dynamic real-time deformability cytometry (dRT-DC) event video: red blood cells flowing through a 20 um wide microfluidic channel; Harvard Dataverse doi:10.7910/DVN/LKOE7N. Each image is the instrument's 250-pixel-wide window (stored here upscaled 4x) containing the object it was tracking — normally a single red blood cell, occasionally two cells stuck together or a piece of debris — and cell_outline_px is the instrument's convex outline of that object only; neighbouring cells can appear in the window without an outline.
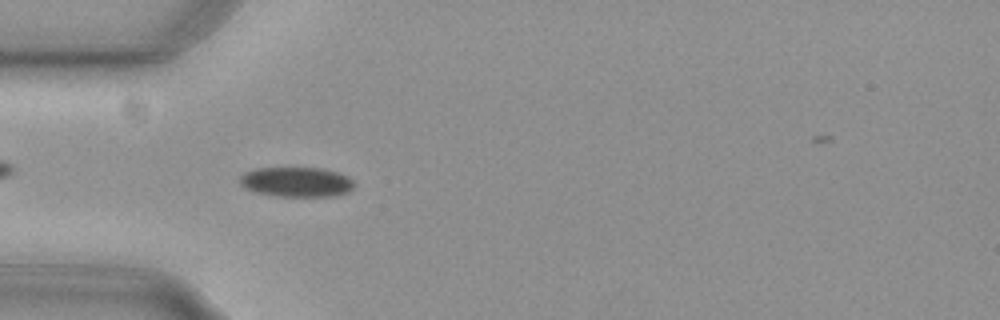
{"species": "common noctule bat (a hibernating species)", "species_latin": "Nyctalus noctula", "temperature_condition": "cold", "stored_images_in_passage": 42, "camera_frame_rate_fps": 3000, "um_per_image_px": 0.085, "animal": {"sex": "female", "body_mass_g": 29.2, "forearm_length_mm": 56.3}, "frame": {"image": 1, "passage_image": 4, "time_ms": 1.0, "image_size_px": [1000, 320], "cell_outline_px": [[356, 184], [348, 192], [336, 196], [276, 196], [256, 192], [244, 188], [240, 184], [240, 176], [244, 172], [256, 168], [324, 168], [348, 176]], "centroid_in_image_um": [25.2, 15.46], "position_along_channel_um": 59.8, "area_um2": 20.0}}
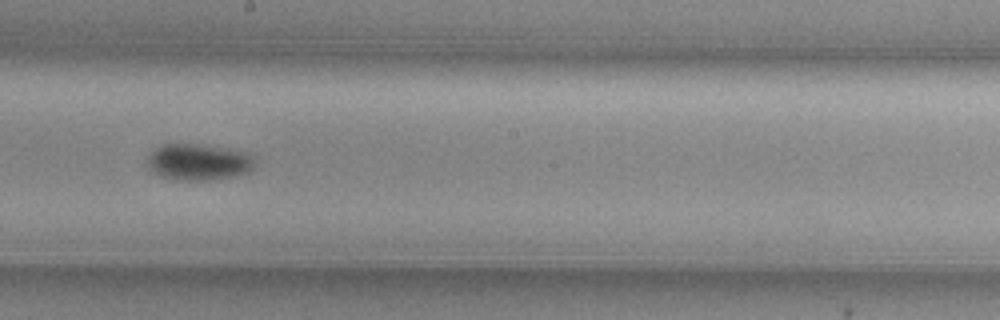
{"frame": {"image": 2, "passage_image": 18, "time_ms": 5.667, "image_size_px": [1000, 320], "cell_outline_px": [[256, 168], [248, 172], [232, 176], [208, 180], [176, 180], [160, 176], [148, 168], [148, 156], [156, 148], [164, 144], [196, 144], [228, 148], [244, 152], [252, 156], [256, 164]], "centroid_in_image_um": [16.89, 13.78], "position_along_channel_um": 231.3, "area_um2": 22.77}}
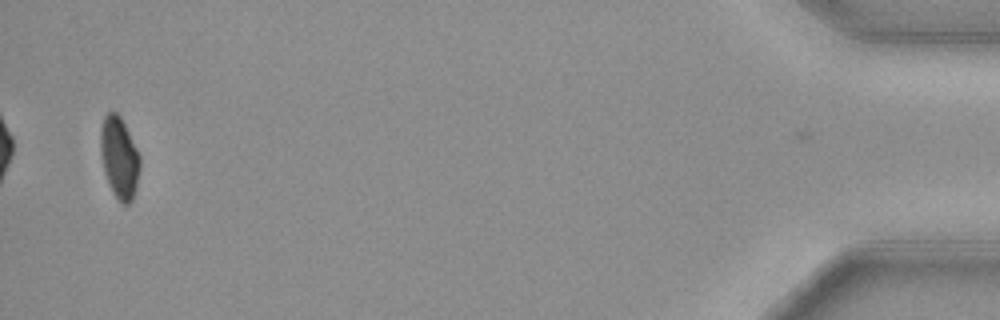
{"frame": {"image": 3, "passage_image": 41, "time_ms": 13.333, "image_size_px": [1000, 320], "cell_outline_px": [[140, 168], [136, 188], [132, 200], [128, 204], [124, 204], [112, 192], [104, 172], [100, 152], [100, 124], [104, 116], [108, 112], [116, 112], [120, 116], [140, 156]], "centroid_in_image_um": [10.12, 13.38], "position_along_channel_um": 425.1, "area_um2": 18.67}, "authors_computed_cell_mechanics": {"area_um2": 20.23, "velocity_mm_per_s": 3.7386, "shape_relaxation_time_tau1_ms": 3.0369, "shape_relaxation_time_tau2_ms": null, "deformation_change_tau1": 0.0878, "deformation_change_tau2": null}}